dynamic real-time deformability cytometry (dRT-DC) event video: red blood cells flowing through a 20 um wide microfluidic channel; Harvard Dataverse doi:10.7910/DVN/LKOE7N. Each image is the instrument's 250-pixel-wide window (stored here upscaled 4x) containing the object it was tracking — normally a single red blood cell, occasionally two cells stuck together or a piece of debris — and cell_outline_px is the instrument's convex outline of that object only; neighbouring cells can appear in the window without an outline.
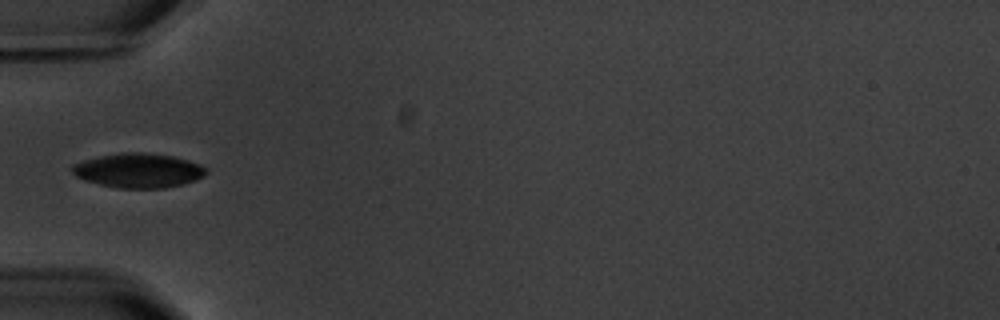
{"species": "common noctule bat (a hibernating species)", "species_latin": "Nyctalus noctula", "temperature_condition": "warm", "stored_images_in_passage": 7, "camera_frame_rate_fps": 3000, "um_per_image_px": 0.085, "animal": {"sex": "male", "body_mass_g": 20.1, "forearm_length_mm": 53.5}, "frame": {"image": 1, "passage_image": 1, "time_ms": 0.0, "image_size_px": [1000, 320], "cell_outline_px": [[208, 172], [204, 176], [196, 180], [184, 184], [164, 188], [120, 188], [100, 184], [84, 180], [76, 176], [72, 172], [72, 164], [84, 160], [100, 156], [120, 152], [144, 152], [172, 156], [188, 160], [200, 164], [208, 168]], "centroid_in_image_um": [11.8, 14.49], "position_along_channel_um": 73.2, "area_um2": 26.99}}
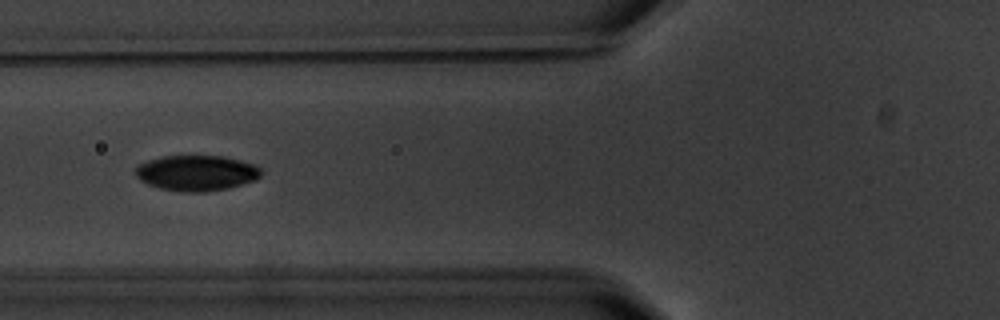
{"frame": {"image": 2, "passage_image": 2, "time_ms": 1.0, "image_size_px": [1000, 320], "cell_outline_px": [[260, 176], [252, 180], [228, 188], [208, 192], [180, 192], [160, 188], [148, 184], [140, 180], [136, 176], [136, 164], [160, 156], [224, 156], [256, 164], [260, 168]], "centroid_in_image_um": [16.67, 14.7], "position_along_channel_um": 109.1, "area_um2": 26.07}}